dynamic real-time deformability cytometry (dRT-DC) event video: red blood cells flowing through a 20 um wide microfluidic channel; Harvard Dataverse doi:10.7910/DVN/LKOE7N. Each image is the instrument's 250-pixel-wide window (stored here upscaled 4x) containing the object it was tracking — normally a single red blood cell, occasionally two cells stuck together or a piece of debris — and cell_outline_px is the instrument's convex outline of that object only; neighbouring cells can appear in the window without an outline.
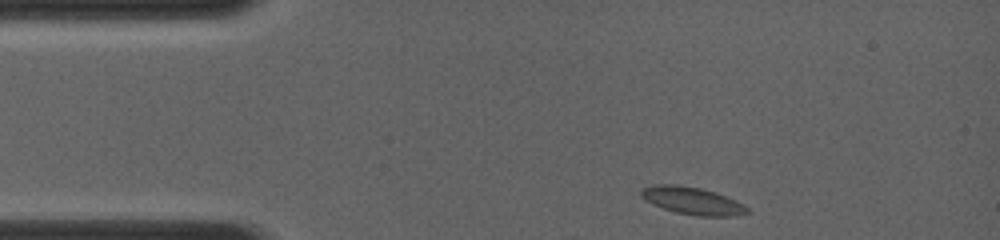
{"species": "common noctule bat (a hibernating species)", "species_latin": "Nyctalus noctula", "temperature_condition": "room temperature", "stored_images_in_passage": 54, "camera_frame_rate_fps": 4000, "um_per_image_px": 0.085, "animal": {"sex": "female", "body_mass_g": 19.0, "forearm_length_mm": 56.7}, "frame": {"image": 1, "passage_image": 1, "time_ms": 0.0, "image_size_px": [1000, 240], "cell_outline_px": [[744, 212], [724, 216], [704, 216], [680, 212], [664, 208], [648, 200], [640, 192], [644, 188], [656, 184], [672, 184], [700, 188], [736, 200], [744, 208]], "centroid_in_image_um": [58.79, 17.03], "position_along_channel_um": 26.2, "area_um2": 15.66}}
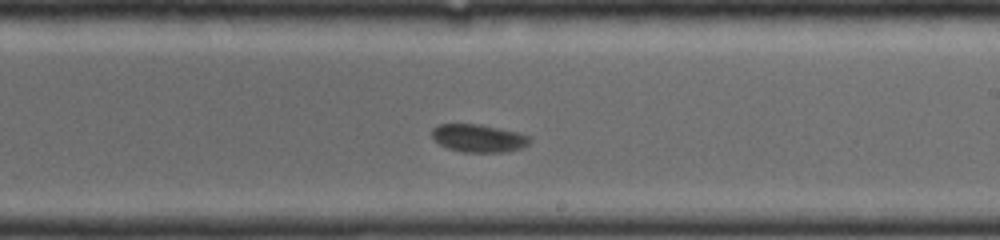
{"frame": {"image": 2, "passage_image": 34, "time_ms": 6.25, "image_size_px": [1000, 240], "cell_outline_px": [[528, 144], [520, 148], [500, 152], [464, 152], [440, 144], [432, 136], [432, 128], [440, 124], [480, 124], [516, 132], [528, 136]], "centroid_in_image_um": [40.64, 11.73], "position_along_channel_um": 248.4, "area_um2": 15.37}}
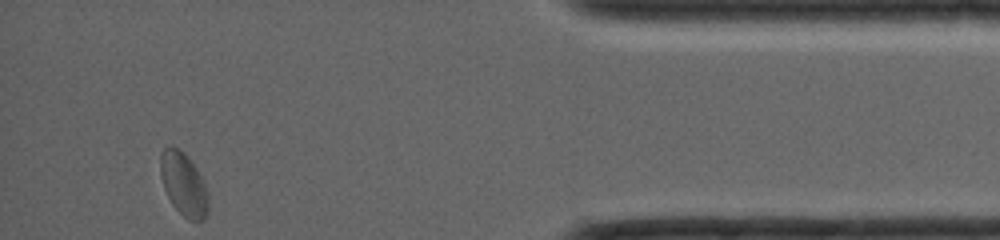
{"frame": {"image": 3, "passage_image": 54, "time_ms": 11.0, "image_size_px": [1000, 240], "cell_outline_px": [[208, 212], [204, 220], [196, 224], [188, 220], [172, 204], [164, 188], [160, 172], [160, 156], [164, 148], [176, 148], [184, 152], [200, 176], [204, 184], [208, 196]], "centroid_in_image_um": [15.62, 15.73], "position_along_channel_um": 419.6, "area_um2": 17.4}}